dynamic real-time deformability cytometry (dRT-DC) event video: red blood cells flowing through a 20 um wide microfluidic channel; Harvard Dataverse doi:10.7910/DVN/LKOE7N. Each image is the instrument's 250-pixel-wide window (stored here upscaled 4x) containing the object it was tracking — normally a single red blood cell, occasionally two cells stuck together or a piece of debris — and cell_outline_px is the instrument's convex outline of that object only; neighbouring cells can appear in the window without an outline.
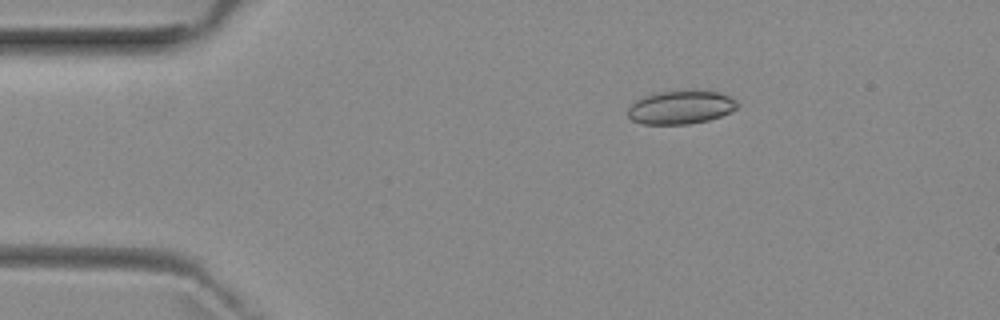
{"species": "common noctule bat (a hibernating species)", "species_latin": "Nyctalus noctula", "temperature_condition": "room temperature", "stored_images_in_passage": 5, "camera_frame_rate_fps": 3000, "um_per_image_px": 0.085, "animal": {"sex": "female", "body_mass_g": 29.2, "forearm_length_mm": 56.3}, "frame": {"image": 1, "passage_image": 2, "time_ms": 2.333, "image_size_px": [1000, 320], "cell_outline_px": [[740, 104], [736, 108], [720, 116], [708, 120], [688, 124], [644, 124], [632, 120], [628, 116], [628, 108], [636, 100], [644, 96], [656, 92], [688, 88], [696, 88], [720, 92], [736, 100]], "centroid_in_image_um": [57.88, 9.07], "position_along_channel_um": 27.1, "area_um2": 21.91}}
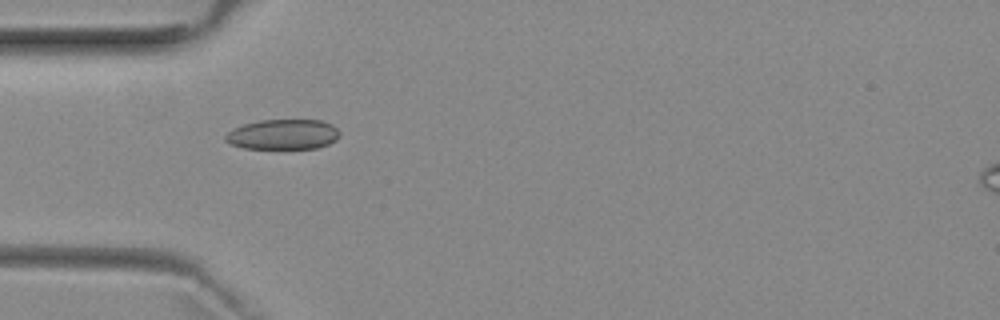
{"frame": {"image": 2, "passage_image": 4, "time_ms": 4.667, "image_size_px": [1000, 320], "cell_outline_px": [[340, 136], [336, 140], [328, 144], [316, 148], [244, 148], [232, 144], [224, 140], [224, 136], [232, 128], [244, 124], [260, 120], [320, 120], [332, 124], [340, 132]], "centroid_in_image_um": [24.06, 11.42], "position_along_channel_um": 60.9, "area_um2": 20.06}}
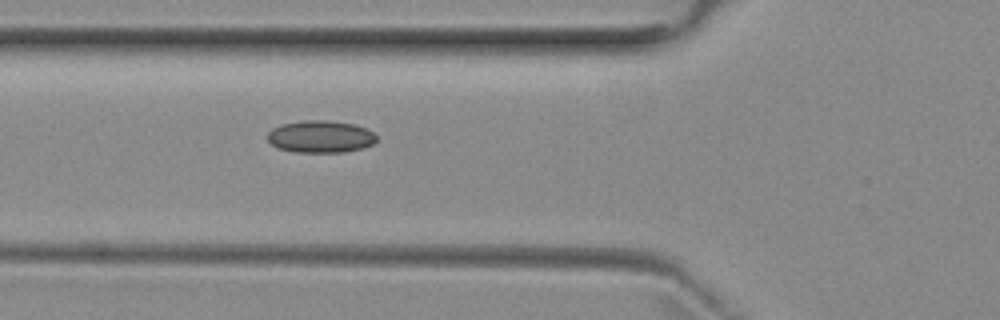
{"frame": {"image": 3, "passage_image": 5, "time_ms": 5.667, "image_size_px": [1000, 320], "cell_outline_px": [[376, 140], [372, 144], [364, 148], [344, 152], [296, 152], [280, 148], [272, 144], [268, 140], [268, 132], [272, 128], [280, 124], [304, 120], [328, 120], [352, 124], [364, 128], [372, 132], [376, 136]], "centroid_in_image_um": [27.23, 11.61], "position_along_channel_um": 98.6, "area_um2": 20.35}}